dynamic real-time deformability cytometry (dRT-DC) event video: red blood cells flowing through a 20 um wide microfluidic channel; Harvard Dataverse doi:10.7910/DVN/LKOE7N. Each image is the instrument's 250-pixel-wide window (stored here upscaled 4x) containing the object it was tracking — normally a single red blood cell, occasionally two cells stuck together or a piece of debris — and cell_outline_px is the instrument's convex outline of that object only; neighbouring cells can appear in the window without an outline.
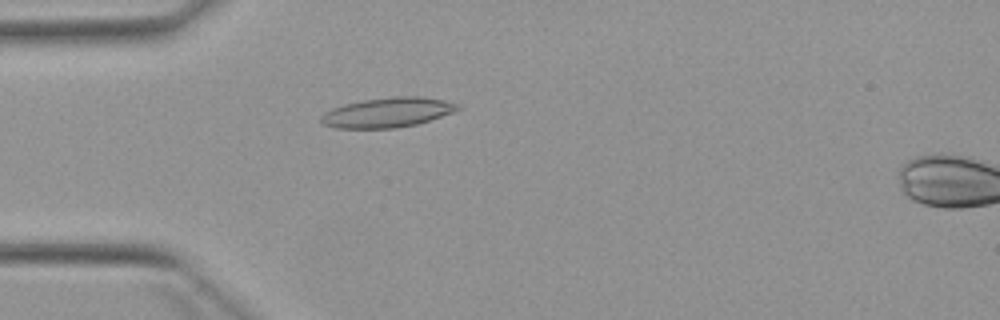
{"species": "Egyptian fruit bat (a non-hibernating species)", "species_latin": "Rousettus aegyptiacus", "temperature_condition": "warm", "stored_images_in_passage": 4, "segment_of_instrument_passage": [1, 2], "camera_frame_rate_fps": 3000, "um_per_image_px": 0.085, "animal": {"sex": "female"}, "frame": {"image": 1, "passage_image": 3, "time_ms": 4.0, "image_size_px": [1000, 320], "cell_outline_px": [[464, 108], [416, 124], [396, 128], [336, 128], [324, 124], [320, 120], [320, 116], [324, 112], [332, 108], [344, 104], [364, 100], [392, 96], [420, 96], [444, 100], [460, 104]], "centroid_in_image_um": [32.95, 9.55], "position_along_channel_um": 52.1, "area_um2": 23.7}}